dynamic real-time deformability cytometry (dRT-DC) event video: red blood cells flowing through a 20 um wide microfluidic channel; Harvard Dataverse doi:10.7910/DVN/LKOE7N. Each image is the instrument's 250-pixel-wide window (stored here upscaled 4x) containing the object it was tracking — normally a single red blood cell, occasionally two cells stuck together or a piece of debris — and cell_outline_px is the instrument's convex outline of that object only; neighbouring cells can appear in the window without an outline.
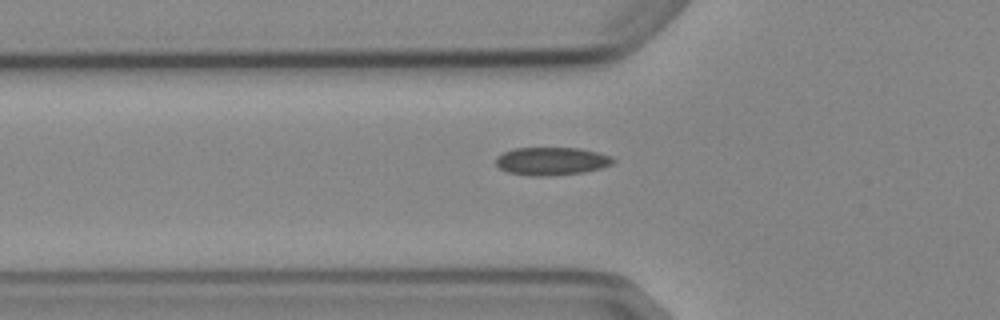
{"species": "Egyptian fruit bat (a non-hibernating species)", "species_latin": "Rousettus aegyptiacus", "temperature_condition": "cold", "stored_images_in_passage": 3, "camera_frame_rate_fps": 3000, "um_per_image_px": 0.085, "animal": {"sex": "female"}, "frame": {"image": 1, "passage_image": 3, "time_ms": 3.333, "image_size_px": [1000, 320], "cell_outline_px": [[616, 160], [612, 164], [600, 168], [584, 172], [548, 176], [532, 176], [508, 172], [500, 168], [496, 164], [496, 156], [504, 152], [516, 148], [580, 148], [612, 156]], "centroid_in_image_um": [46.89, 13.7], "position_along_channel_um": 78.9, "area_um2": 19.07}}